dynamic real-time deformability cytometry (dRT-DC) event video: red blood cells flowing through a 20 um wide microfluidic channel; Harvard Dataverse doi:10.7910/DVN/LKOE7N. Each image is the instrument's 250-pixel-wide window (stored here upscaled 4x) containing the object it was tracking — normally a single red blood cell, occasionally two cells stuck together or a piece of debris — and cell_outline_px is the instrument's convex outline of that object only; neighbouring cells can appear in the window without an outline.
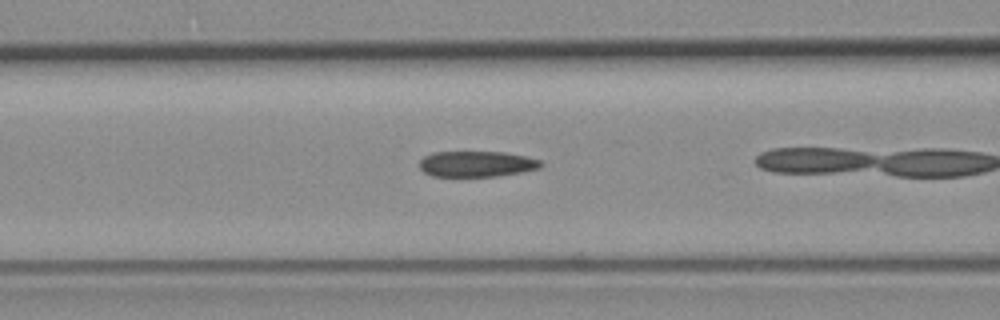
{"species": "common noctule bat (a hibernating species)", "species_latin": "Nyctalus noctula", "temperature_condition": "room temperature", "stored_images_in_passage": 16, "camera_frame_rate_fps": 3000, "um_per_image_px": 0.085, "animal": {"sex": "female", "body_mass_g": 19.3, "forearm_length_mm": 54.1}, "frame": {"image": 1, "passage_image": 5, "time_ms": 1.333, "image_size_px": [1000, 320], "cell_outline_px": [[544, 164], [540, 168], [520, 172], [496, 176], [432, 176], [424, 172], [420, 168], [420, 160], [424, 156], [432, 152], [504, 152], [524, 156], [540, 160]], "centroid_in_image_um": [40.5, 13.93], "position_along_channel_um": 126.1, "area_um2": 18.15}}